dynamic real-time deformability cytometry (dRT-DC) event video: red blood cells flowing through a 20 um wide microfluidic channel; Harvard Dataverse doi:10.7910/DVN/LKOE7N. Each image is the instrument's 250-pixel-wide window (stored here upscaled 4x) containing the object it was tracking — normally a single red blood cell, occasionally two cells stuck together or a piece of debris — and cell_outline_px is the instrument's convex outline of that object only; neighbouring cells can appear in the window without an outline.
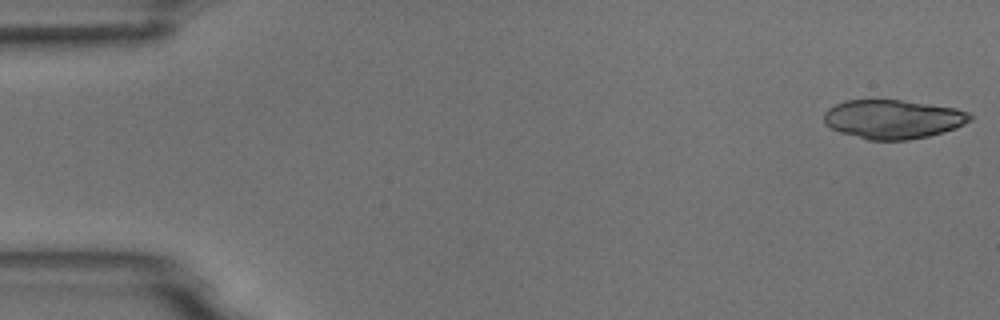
{"species": "common noctule bat (a hibernating species)", "species_latin": "Nyctalus noctula", "temperature_condition": "room temperature", "stored_images_in_passage": 53, "camera_frame_rate_fps": 3000, "um_per_image_px": 0.085, "animal": {"sex": "male", "body_mass_g": 18.8}, "frame": {"image": 1, "passage_image": 1, "time_ms": 0.0, "image_size_px": [1000, 320], "cell_outline_px": [[972, 120], [956, 128], [944, 132], [928, 136], [908, 140], [868, 140], [840, 132], [824, 124], [824, 112], [828, 108], [844, 100], [900, 100], [956, 108], [968, 112], [972, 116]], "centroid_in_image_um": [75.9, 10.13], "position_along_channel_um": 9.1, "area_um2": 33.23}}
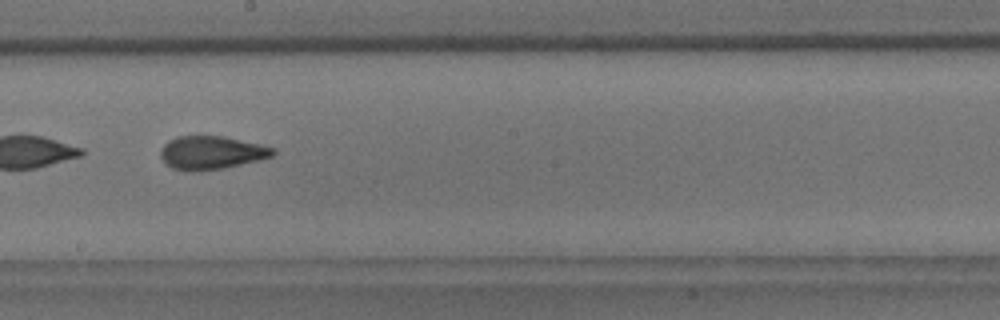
{"frame": {"image": 2, "passage_image": 30, "time_ms": 9.667, "image_size_px": [1000, 320], "cell_outline_px": [[276, 152], [272, 156], [224, 168], [196, 172], [192, 172], [172, 168], [160, 156], [160, 148], [168, 140], [176, 136], [224, 136], [260, 144], [276, 148]], "centroid_in_image_um": [17.95, 12.97], "position_along_channel_um": 230.3, "area_um2": 21.85}, "authors_computed_cell_mechanics": {"area_um2": 22.0796, "velocity_mm_per_s": 3.7236, "shape_relaxation_time_tau1_ms": 4.6181, "shape_relaxation_time_tau2_ms": 1.7023, "deformation_change_tau1": 0.1492, "deformation_change_tau2": 0.0913}}